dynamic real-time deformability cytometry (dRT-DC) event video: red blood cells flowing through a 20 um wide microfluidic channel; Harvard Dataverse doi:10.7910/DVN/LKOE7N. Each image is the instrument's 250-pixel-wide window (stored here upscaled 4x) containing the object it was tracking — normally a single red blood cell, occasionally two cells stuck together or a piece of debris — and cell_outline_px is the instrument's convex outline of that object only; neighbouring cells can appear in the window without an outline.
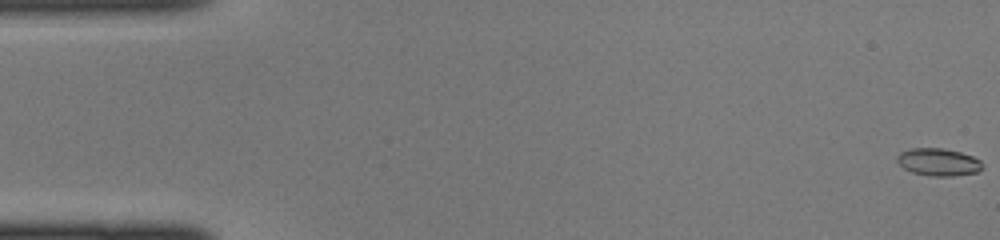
{"species": "common noctule bat (a hibernating species)", "species_latin": "Nyctalus noctula", "temperature_condition": "cold", "stored_images_in_passage": 46, "camera_frame_rate_fps": 3000, "um_per_image_px": 0.085, "animal": {"sex": "female", "body_mass_g": 22.0, "forearm_length_mm": 56.7}, "frame": {"image": 1, "passage_image": 1, "time_ms": 0.0, "image_size_px": [1000, 240], "cell_outline_px": [[980, 168], [976, 172], [952, 176], [932, 176], [912, 172], [904, 168], [896, 160], [896, 156], [900, 152], [912, 148], [944, 148], [960, 152], [972, 156], [980, 160]], "centroid_in_image_um": [79.71, 13.76], "position_along_channel_um": 5.3, "area_um2": 13.47}}
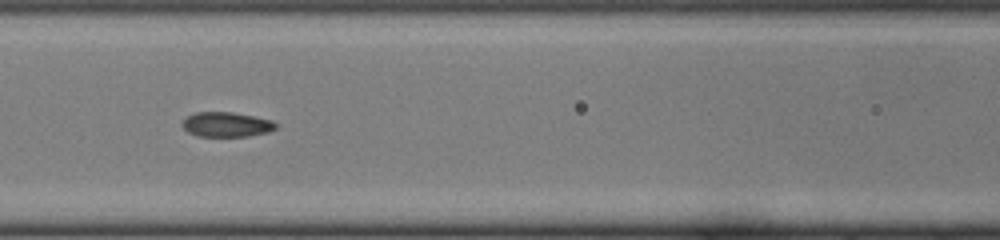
{"frame": {"image": 2, "passage_image": 20, "time_ms": 6.333, "image_size_px": [1000, 240], "cell_outline_px": [[276, 128], [268, 132], [248, 136], [196, 136], [188, 132], [180, 124], [188, 116], [196, 112], [232, 112], [272, 120], [276, 124]], "centroid_in_image_um": [19.23, 10.58], "position_along_channel_um": 147.4, "area_um2": 13.41}}
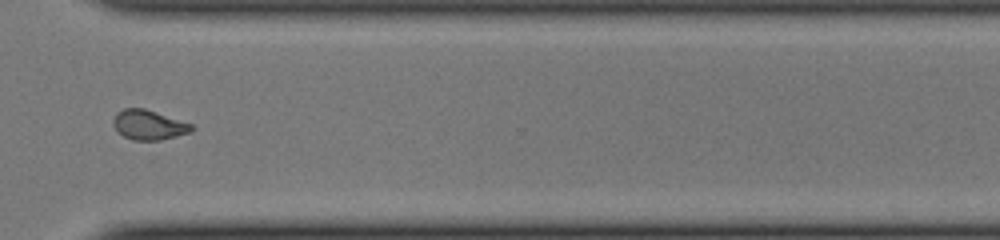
{"frame": {"image": 3, "passage_image": 34, "time_ms": 11.0, "image_size_px": [1000, 240], "cell_outline_px": [[196, 128], [192, 132], [160, 140], [132, 140], [116, 132], [112, 124], [112, 120], [116, 112], [124, 108], [144, 108], [192, 124]], "centroid_in_image_um": [12.62, 10.62], "position_along_channel_um": 358.0, "area_um2": 13.76}}